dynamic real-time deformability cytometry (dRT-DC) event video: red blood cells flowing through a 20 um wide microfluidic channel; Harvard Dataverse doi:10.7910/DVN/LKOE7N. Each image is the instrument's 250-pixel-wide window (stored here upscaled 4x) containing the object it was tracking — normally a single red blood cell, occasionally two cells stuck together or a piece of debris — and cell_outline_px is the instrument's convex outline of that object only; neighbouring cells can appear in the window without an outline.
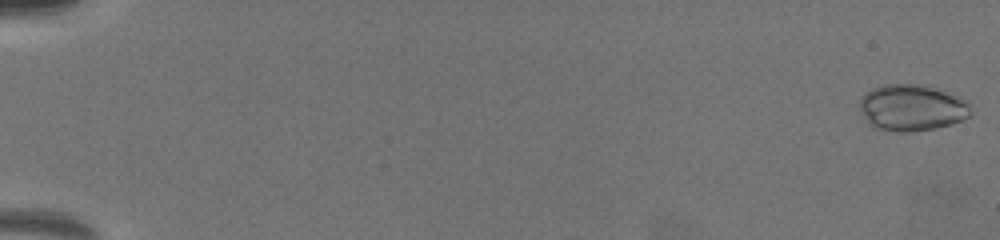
{"species": "common noctule bat (a hibernating species)", "species_latin": "Nyctalus noctula", "temperature_condition": "warm", "stored_images_in_passage": 66, "camera_frame_rate_fps": 3000, "um_per_image_px": 0.085, "animal": {"sex": "female", "body_mass_g": 19.5, "forearm_length_mm": 54.1}, "frame": {"image": 1, "passage_image": 1, "time_ms": 0.0, "image_size_px": [1000, 240], "cell_outline_px": [[968, 116], [964, 120], [952, 124], [936, 128], [904, 132], [896, 132], [876, 128], [868, 124], [860, 108], [860, 96], [872, 88], [884, 84], [924, 84], [964, 100], [968, 104]], "centroid_in_image_um": [77.44, 9.16], "position_along_channel_um": 7.6, "area_um2": 29.77}}
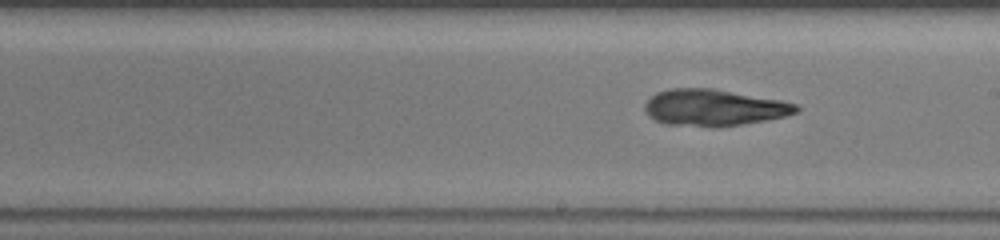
{"frame": {"image": 2, "passage_image": 40, "time_ms": 13.0, "image_size_px": [1000, 240], "cell_outline_px": [[800, 112], [788, 116], [768, 120], [716, 128], [664, 124], [648, 116], [644, 108], [644, 104], [656, 92], [672, 88], [712, 88], [780, 100], [796, 104], [800, 108]], "centroid_in_image_um": [60.7, 9.16], "position_along_channel_um": 228.3, "area_um2": 32.6}}
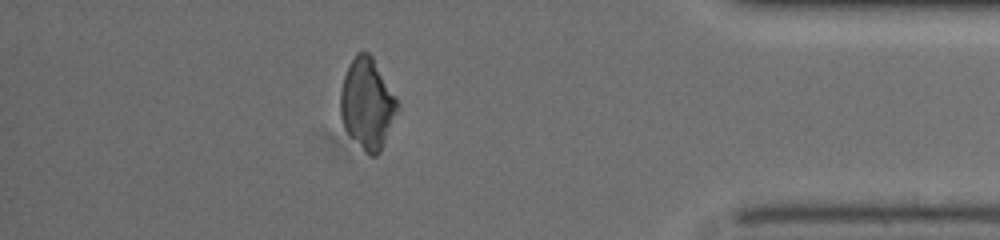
{"frame": {"image": 3, "passage_image": 59, "time_ms": 19.333, "image_size_px": [1000, 240], "cell_outline_px": [[400, 108], [380, 152], [376, 156], [368, 156], [348, 136], [344, 128], [340, 116], [340, 92], [344, 76], [356, 52], [368, 52], [372, 56], [400, 104]], "centroid_in_image_um": [31.22, 8.87], "position_along_channel_um": 404.0, "area_um2": 30.46}}